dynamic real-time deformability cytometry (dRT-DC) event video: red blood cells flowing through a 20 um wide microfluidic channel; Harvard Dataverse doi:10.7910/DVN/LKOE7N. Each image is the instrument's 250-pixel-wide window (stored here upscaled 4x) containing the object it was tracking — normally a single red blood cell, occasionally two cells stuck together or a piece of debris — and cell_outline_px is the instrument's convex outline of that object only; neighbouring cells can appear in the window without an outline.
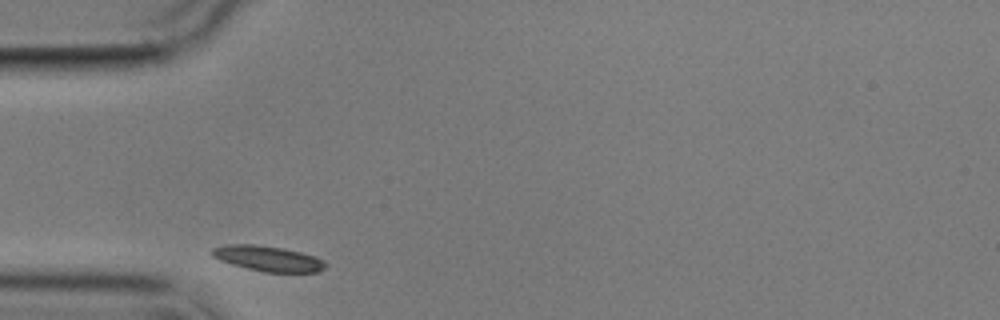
{"species": "common noctule bat (a hibernating species)", "species_latin": "Nyctalus noctula", "temperature_condition": "cold", "stored_images_in_passage": 1, "camera_frame_rate_fps": 3000, "um_per_image_px": 0.085, "animal": {"sex": "male", "body_mass_g": 17.9}, "frame": {"image": 1, "passage_image": 1, "time_ms": 0.0, "image_size_px": [1000, 320], "cell_outline_px": [[328, 264], [324, 268], [316, 272], [264, 272], [232, 264], [220, 260], [212, 256], [212, 248], [224, 244], [256, 244], [284, 248], [316, 256], [324, 260]], "centroid_in_image_um": [22.79, 21.96], "position_along_channel_um": 62.2, "area_um2": 16.82}}